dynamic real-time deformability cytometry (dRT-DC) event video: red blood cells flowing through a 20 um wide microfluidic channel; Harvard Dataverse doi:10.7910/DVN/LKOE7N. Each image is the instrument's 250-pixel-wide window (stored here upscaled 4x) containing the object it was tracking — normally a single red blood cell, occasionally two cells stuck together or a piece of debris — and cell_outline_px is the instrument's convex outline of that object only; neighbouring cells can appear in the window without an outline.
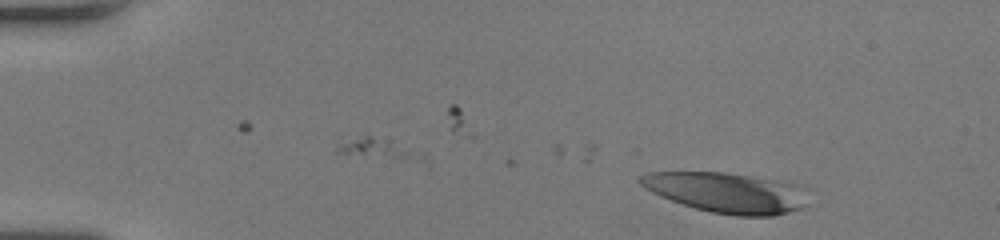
{"species": "human", "species_latin": "Homo sapiens", "temperature_condition": "room temperature", "stored_images_in_passage": 36, "camera_frame_rate_fps": 3000, "um_per_image_px": 0.085, "donor": {"sex": "female"}, "frame": {"image": 1, "passage_image": 1, "time_ms": 0.0, "image_size_px": [1000, 240], "cell_outline_px": [[804, 204], [800, 208], [788, 212], [772, 216], [736, 216], [712, 212], [696, 208], [660, 196], [644, 188], [636, 180], [640, 176], [648, 172], [724, 172], [796, 184]], "centroid_in_image_um": [61.63, 16.37], "position_along_channel_um": 23.4, "area_um2": 38.38}}
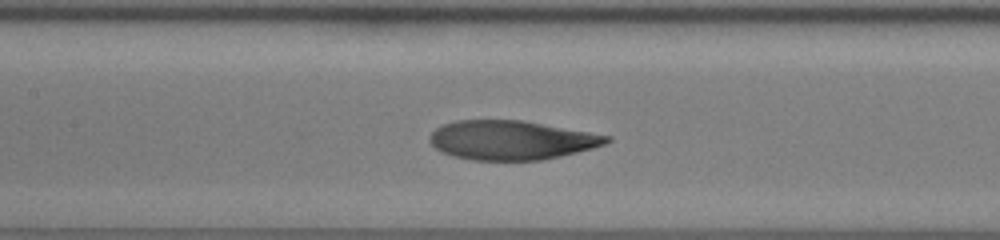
{"frame": {"image": 2, "passage_image": 18, "time_ms": 5.667, "image_size_px": [1000, 240], "cell_outline_px": [[612, 140], [608, 144], [560, 156], [540, 160], [472, 160], [452, 156], [440, 152], [428, 140], [428, 136], [440, 124], [456, 120], [524, 120], [612, 136]], "centroid_in_image_um": [43.45, 11.9], "position_along_channel_um": 163.9, "area_um2": 40.69}}
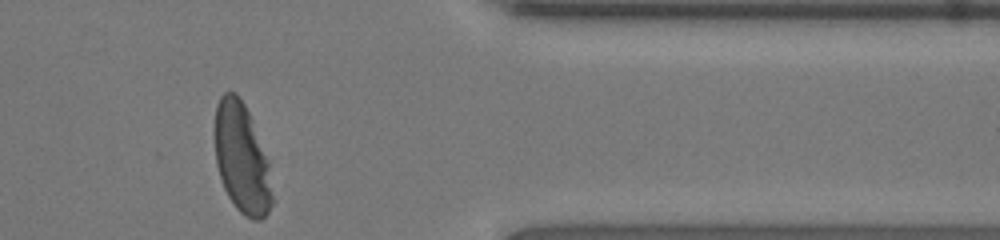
{"frame": {"image": 3, "passage_image": 36, "time_ms": 11.667, "image_size_px": [1000, 240], "cell_outline_px": [[272, 204], [268, 212], [260, 220], [252, 220], [244, 216], [236, 208], [228, 196], [224, 188], [216, 164], [216, 104], [220, 96], [224, 92], [236, 92], [244, 104], [248, 112], [268, 160], [272, 196]], "centroid_in_image_um": [20.55, 13.49], "position_along_channel_um": 390.8, "area_um2": 36.3}, "authors_computed_cell_mechanics": {"area_um2": 41.0091, "velocity_mm_per_s": 4.042, "shape_relaxation_time_tau1_ms": 4.0842, "shape_relaxation_time_tau2_ms": 1.5329, "deformation_change_tau1": 0.2117, "deformation_change_tau2": 0.0877}}